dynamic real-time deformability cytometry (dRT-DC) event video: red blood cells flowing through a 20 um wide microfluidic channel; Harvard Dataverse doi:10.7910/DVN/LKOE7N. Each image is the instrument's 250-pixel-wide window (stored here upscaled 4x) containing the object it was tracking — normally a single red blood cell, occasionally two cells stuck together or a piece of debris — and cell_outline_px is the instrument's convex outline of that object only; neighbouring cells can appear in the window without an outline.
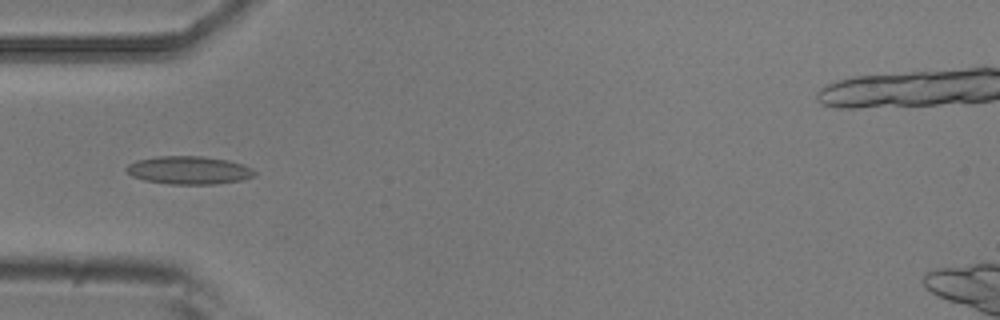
{"species": "common noctule bat (a hibernating species)", "species_latin": "Nyctalus noctula", "temperature_condition": "room temperature", "stored_images_in_passage": 5, "camera_frame_rate_fps": 3000, "um_per_image_px": 0.085, "animal": {"sex": "male", "body_mass_g": 20.5, "forearm_length_mm": 52.5}, "frame": {"image": 1, "passage_image": 3, "time_ms": 0.667, "image_size_px": [1000, 320], "cell_outline_px": [[256, 176], [240, 180], [216, 184], [168, 184], [144, 180], [132, 176], [124, 168], [128, 164], [136, 160], [156, 156], [204, 156], [228, 160], [252, 168], [256, 172]], "centroid_in_image_um": [16.04, 14.46], "position_along_channel_um": 69.0, "area_um2": 21.04}}
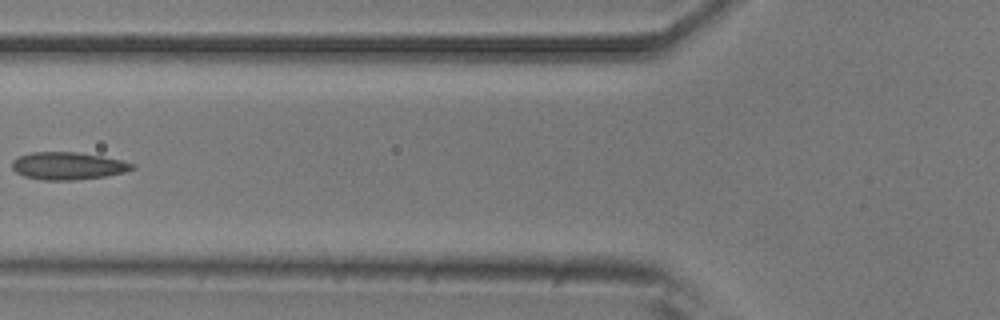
{"frame": {"image": 2, "passage_image": 4, "time_ms": 1.0, "image_size_px": [1000, 320], "cell_outline_px": [[136, 168], [124, 172], [104, 176], [76, 180], [44, 180], [24, 176], [16, 172], [12, 168], [12, 160], [20, 156], [32, 152], [76, 152], [124, 160], [136, 164]], "centroid_in_image_um": [5.8, 14.1], "position_along_channel_um": 120.0, "area_um2": 19.25}}
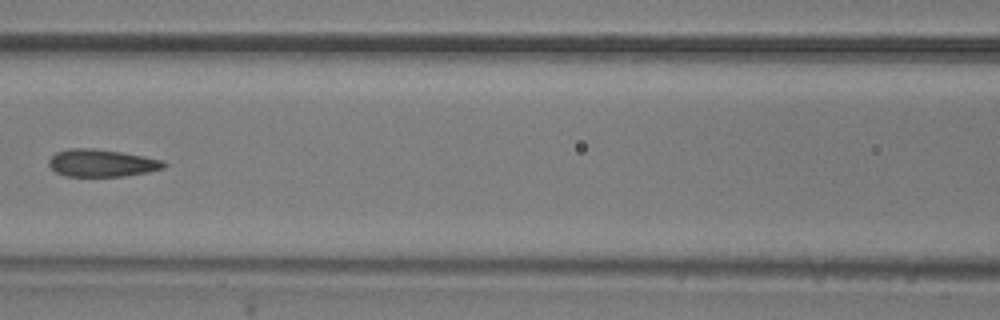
{"frame": {"image": 3, "passage_image": 5, "time_ms": 1.333, "image_size_px": [1000, 320], "cell_outline_px": [[168, 164], [164, 168], [148, 172], [124, 176], [64, 176], [56, 172], [48, 164], [48, 160], [56, 152], [68, 148], [92, 148], [120, 152], [144, 156], [160, 160]], "centroid_in_image_um": [8.62, 13.86], "position_along_channel_um": 158.0, "area_um2": 18.32}}